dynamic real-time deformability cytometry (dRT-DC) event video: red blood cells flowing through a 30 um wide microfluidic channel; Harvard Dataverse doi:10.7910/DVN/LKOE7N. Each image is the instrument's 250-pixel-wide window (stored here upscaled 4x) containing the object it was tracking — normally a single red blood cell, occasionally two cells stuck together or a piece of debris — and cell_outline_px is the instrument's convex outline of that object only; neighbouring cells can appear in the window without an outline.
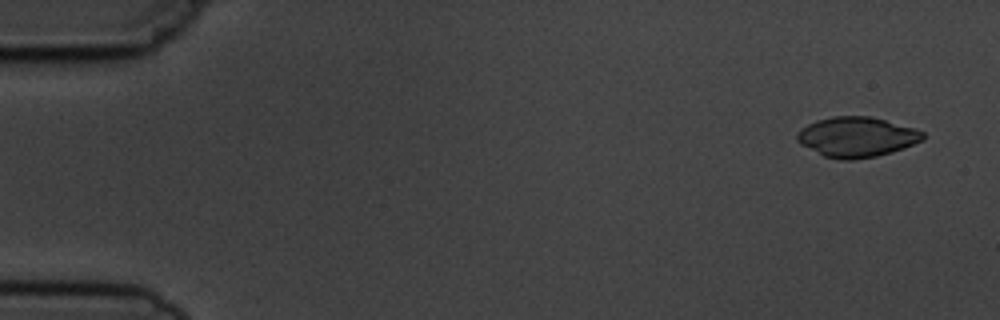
{"species": "common noctule bat (a hibernating species)", "species_latin": "Nyctalus noctula", "temperature_condition": "cold", "stored_images_in_passage": 6, "camera_frame_rate_fps": 3000, "um_per_image_px": 0.085, "animal": {"sex": "male", "body_mass_g": 19.5, "forearm_length_mm": 54.6}, "frame": {"image": 1, "passage_image": 1, "time_ms": 0.0, "image_size_px": [1000, 320], "cell_outline_px": [[924, 140], [904, 148], [892, 152], [876, 156], [852, 160], [840, 160], [824, 156], [800, 144], [796, 140], [796, 132], [800, 128], [816, 120], [832, 116], [868, 116], [916, 128], [924, 132]], "centroid_in_image_um": [72.81, 11.64], "position_along_channel_um": 12.2, "area_um2": 29.54}}